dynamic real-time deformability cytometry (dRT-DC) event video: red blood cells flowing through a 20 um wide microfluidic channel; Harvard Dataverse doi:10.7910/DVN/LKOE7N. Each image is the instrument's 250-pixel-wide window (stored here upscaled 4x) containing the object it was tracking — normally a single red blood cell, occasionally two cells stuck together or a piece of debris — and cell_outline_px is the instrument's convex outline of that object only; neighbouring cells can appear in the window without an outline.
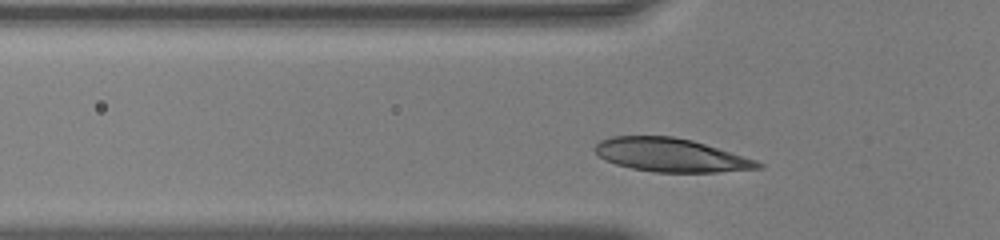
{"species": "human", "species_latin": "Homo sapiens", "temperature_condition": "warm", "stored_images_in_passage": 19, "camera_frame_rate_fps": 3000, "um_per_image_px": 0.085, "donor": {"sex": "male"}, "frame": {"image": 1, "passage_image": 3, "time_ms": 0.667, "image_size_px": [1000, 240], "cell_outline_px": [[728, 168], [692, 172], [684, 172], [644, 168], [636, 136], [656, 136], [684, 140], [700, 144], [720, 152], [728, 156]], "centroid_in_image_um": [57.72, 13.19], "position_along_channel_um": 68.1, "area_um2": 17.8}}
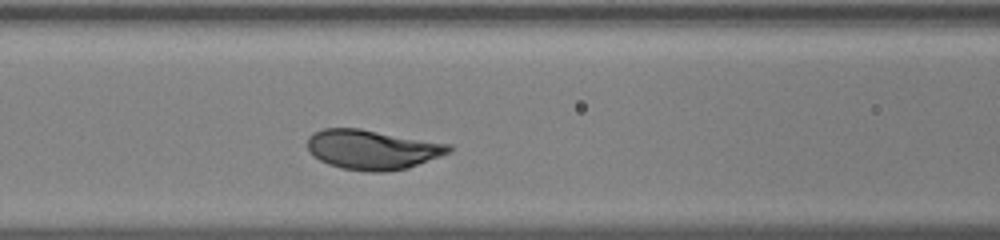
{"frame": {"image": 2, "passage_image": 8, "time_ms": 2.333, "image_size_px": [1000, 240], "cell_outline_px": [[444, 148], [440, 152], [420, 160], [396, 168], [356, 168], [340, 164], [344, 132], [368, 132]], "centroid_in_image_um": [32.47, 12.84], "position_along_channel_um": 134.1, "area_um2": 19.02}}
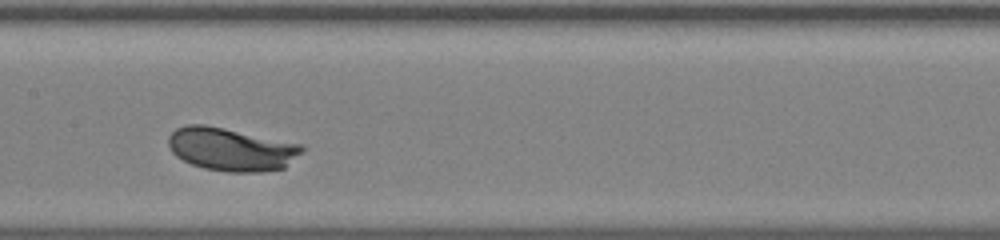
{"frame": {"image": 3, "passage_image": 12, "time_ms": 3.667, "image_size_px": [1000, 240], "cell_outline_px": [[296, 148], [276, 168], [216, 168], [200, 164], [192, 160], [184, 128], [216, 128]], "centroid_in_image_um": [19.87, 12.72], "position_along_channel_um": 187.5, "area_um2": 23.18}}